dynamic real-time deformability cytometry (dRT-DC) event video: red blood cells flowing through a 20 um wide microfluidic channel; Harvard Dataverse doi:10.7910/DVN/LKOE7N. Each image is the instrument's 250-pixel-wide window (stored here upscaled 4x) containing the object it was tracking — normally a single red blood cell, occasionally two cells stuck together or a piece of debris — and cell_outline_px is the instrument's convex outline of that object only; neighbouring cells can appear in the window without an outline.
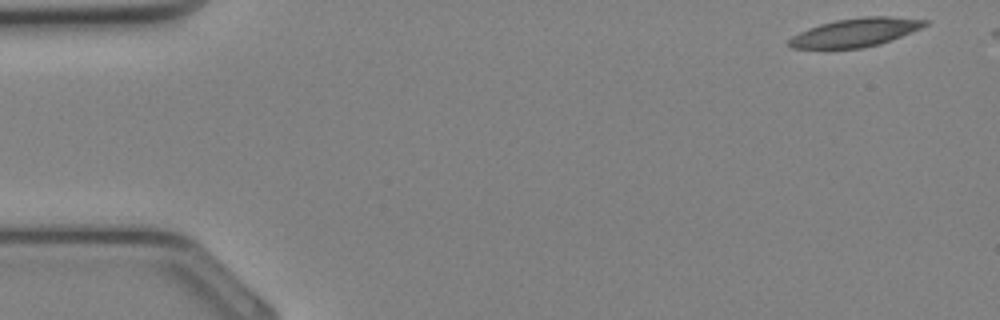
{"species": "Egyptian fruit bat (a non-hibernating species)", "species_latin": "Rousettus aegyptiacus", "temperature_condition": "cold", "stored_images_in_passage": 2, "camera_frame_rate_fps": 3000, "um_per_image_px": 0.085, "animal": {"sex": "female"}, "frame": {"image": 1, "passage_image": 1, "time_ms": 0.0, "image_size_px": [1000, 320], "cell_outline_px": [[928, 24], [912, 32], [880, 44], [860, 48], [792, 48], [788, 44], [788, 40], [792, 36], [808, 28], [820, 24], [836, 20], [864, 16], [892, 16], [928, 20]], "centroid_in_image_um": [72.73, 2.75], "position_along_channel_um": 12.3, "area_um2": 22.43}}